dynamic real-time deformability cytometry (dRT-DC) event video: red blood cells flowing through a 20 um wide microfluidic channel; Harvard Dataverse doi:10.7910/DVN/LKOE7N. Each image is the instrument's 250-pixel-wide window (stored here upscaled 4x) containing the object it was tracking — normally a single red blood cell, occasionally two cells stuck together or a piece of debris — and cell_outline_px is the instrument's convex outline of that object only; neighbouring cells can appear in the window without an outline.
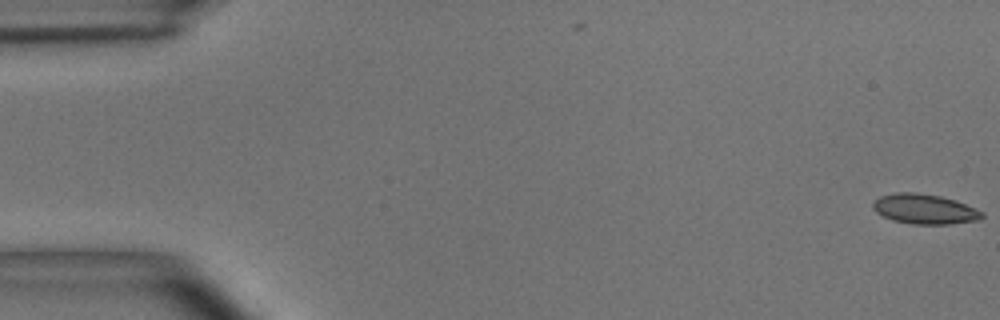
{"species": "common noctule bat (a hibernating species)", "species_latin": "Nyctalus noctula", "temperature_condition": "room temperature", "stored_images_in_passage": 2, "camera_frame_rate_fps": 3000, "um_per_image_px": 0.085, "animal": {"sex": "male", "body_mass_g": 15.6}, "frame": {"image": 1, "passage_image": 2, "time_ms": 0.333, "image_size_px": [1000, 320], "cell_outline_px": [[984, 216], [980, 220], [948, 224], [912, 224], [892, 220], [876, 212], [872, 208], [872, 200], [880, 196], [896, 192], [912, 192], [940, 196], [956, 200], [976, 208], [984, 212]], "centroid_in_image_um": [78.59, 17.77], "position_along_channel_um": 6.4, "area_um2": 19.19}}